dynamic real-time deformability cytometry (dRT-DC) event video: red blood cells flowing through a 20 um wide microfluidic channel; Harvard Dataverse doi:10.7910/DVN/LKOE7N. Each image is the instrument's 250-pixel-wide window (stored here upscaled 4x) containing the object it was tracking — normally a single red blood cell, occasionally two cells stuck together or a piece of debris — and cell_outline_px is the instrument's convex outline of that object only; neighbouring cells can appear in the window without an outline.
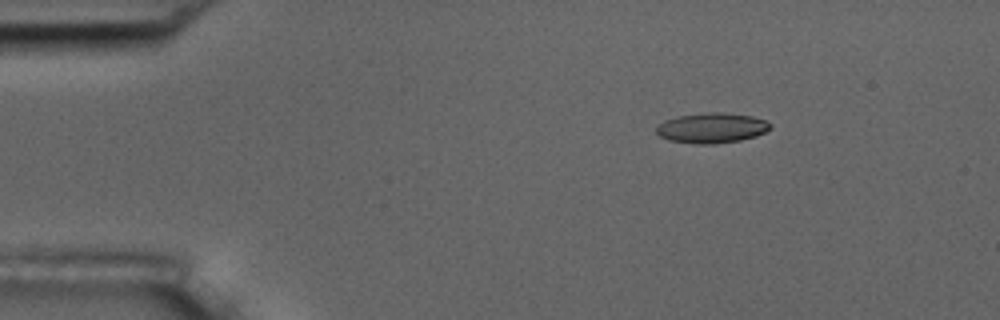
{"species": "common noctule bat (a hibernating species)", "species_latin": "Nyctalus noctula", "temperature_condition": "room temperature", "stored_images_in_passage": 6, "camera_frame_rate_fps": 3000, "um_per_image_px": 0.085, "animal": {"sex": "male", "body_mass_g": 17.5, "forearm_length_mm": 52.3}, "frame": {"image": 1, "passage_image": 3, "time_ms": 2.333, "image_size_px": [1000, 320], "cell_outline_px": [[772, 128], [756, 136], [740, 140], [716, 144], [696, 144], [668, 140], [660, 136], [656, 132], [656, 128], [664, 120], [680, 116], [708, 112], [720, 112], [752, 116], [764, 120], [772, 124]], "centroid_in_image_um": [60.51, 10.88], "position_along_channel_um": 24.5, "area_um2": 20.0}}